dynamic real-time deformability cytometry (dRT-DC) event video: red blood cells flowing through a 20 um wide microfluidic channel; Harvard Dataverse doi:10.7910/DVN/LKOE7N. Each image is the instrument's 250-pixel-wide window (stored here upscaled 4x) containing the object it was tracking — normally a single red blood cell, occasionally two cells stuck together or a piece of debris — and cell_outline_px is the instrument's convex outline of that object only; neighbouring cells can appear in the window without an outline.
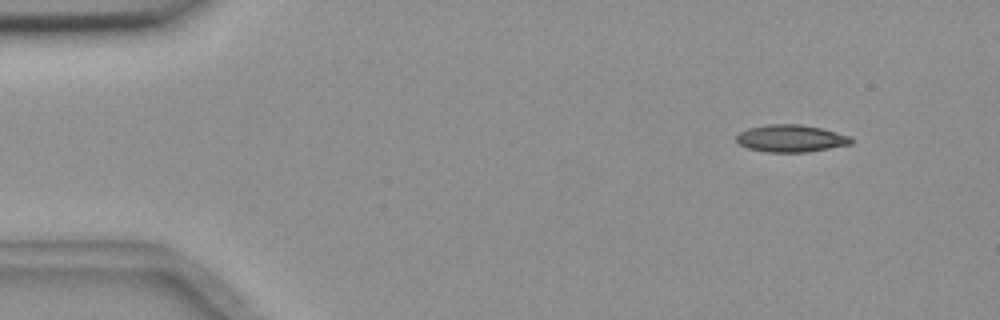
{"species": "common noctule bat (a hibernating species)", "species_latin": "Nyctalus noctula", "temperature_condition": "room temperature", "stored_images_in_passage": 4, "camera_frame_rate_fps": 3000, "um_per_image_px": 0.085, "animal": {"sex": "female", "body_mass_g": 18.4}, "frame": {"image": 1, "passage_image": 1, "time_ms": 0.0, "image_size_px": [1000, 320], "cell_outline_px": [[852, 144], [808, 152], [768, 152], [748, 148], [740, 144], [736, 140], [736, 136], [740, 132], [748, 128], [768, 124], [800, 124], [820, 128], [852, 136]], "centroid_in_image_um": [67.24, 11.76], "position_along_channel_um": 17.8, "area_um2": 18.21}}